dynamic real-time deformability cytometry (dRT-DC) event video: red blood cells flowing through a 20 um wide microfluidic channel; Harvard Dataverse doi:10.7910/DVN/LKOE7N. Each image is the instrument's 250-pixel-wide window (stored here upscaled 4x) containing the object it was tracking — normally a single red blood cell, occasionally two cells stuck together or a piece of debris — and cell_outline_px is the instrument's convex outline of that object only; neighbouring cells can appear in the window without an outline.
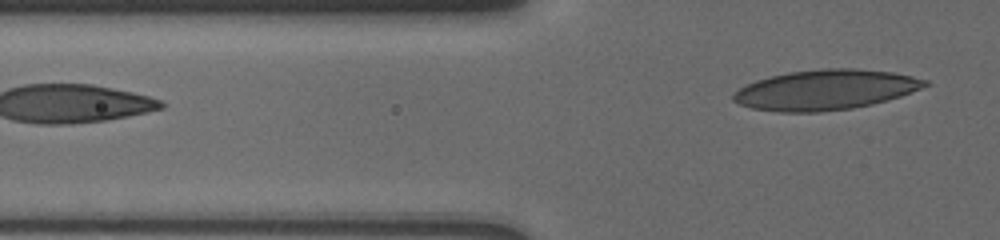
{"species": "human", "species_latin": "Homo sapiens", "temperature_condition": "cold", "stored_images_in_passage": 9, "camera_frame_rate_fps": 3000, "um_per_image_px": 0.085, "donor": {"sex": "male"}, "frame": {"image": 1, "passage_image": 9, "time_ms": 3.667, "image_size_px": [1000, 240], "cell_outline_px": [[928, 84], [920, 88], [900, 96], [872, 104], [852, 108], [820, 112], [780, 112], [752, 108], [740, 104], [732, 100], [732, 96], [740, 88], [756, 80], [768, 76], [788, 72], [820, 68], [856, 68], [892, 72], [912, 76], [928, 80]], "centroid_in_image_um": [70.15, 7.62], "position_along_channel_um": 55.7, "area_um2": 44.68}}